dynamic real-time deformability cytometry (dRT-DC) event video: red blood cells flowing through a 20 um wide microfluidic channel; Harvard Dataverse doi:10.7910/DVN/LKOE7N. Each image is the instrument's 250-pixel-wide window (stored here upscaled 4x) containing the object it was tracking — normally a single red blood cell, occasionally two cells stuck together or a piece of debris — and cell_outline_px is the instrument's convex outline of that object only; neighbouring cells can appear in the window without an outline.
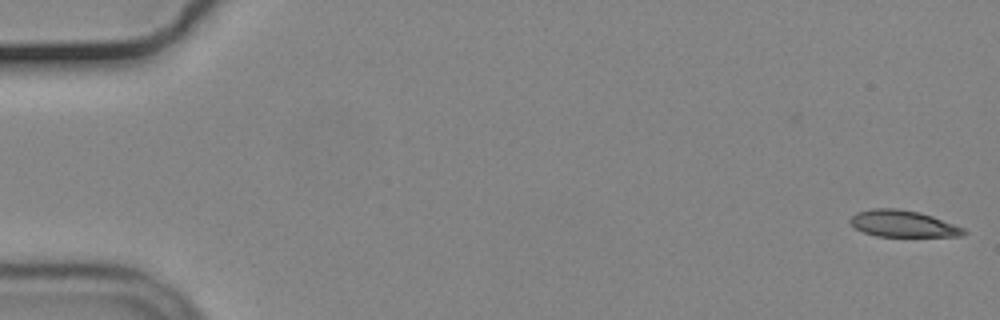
{"species": "common noctule bat (a hibernating species)", "species_latin": "Nyctalus noctula", "temperature_condition": "cold", "stored_images_in_passage": 56, "camera_frame_rate_fps": 3000, "um_per_image_px": 0.085, "animal": {"sex": "male", "body_mass_g": 19.2, "forearm_length_mm": 51.8}, "frame": {"image": 1, "passage_image": 1, "time_ms": 0.0, "image_size_px": [1000, 320], "cell_outline_px": [[968, 232], [960, 236], [876, 236], [864, 232], [856, 228], [848, 220], [856, 212], [872, 208], [896, 208], [920, 212], [932, 216], [964, 228]], "centroid_in_image_um": [76.74, 19.0], "position_along_channel_um": 8.3, "area_um2": 17.51}}
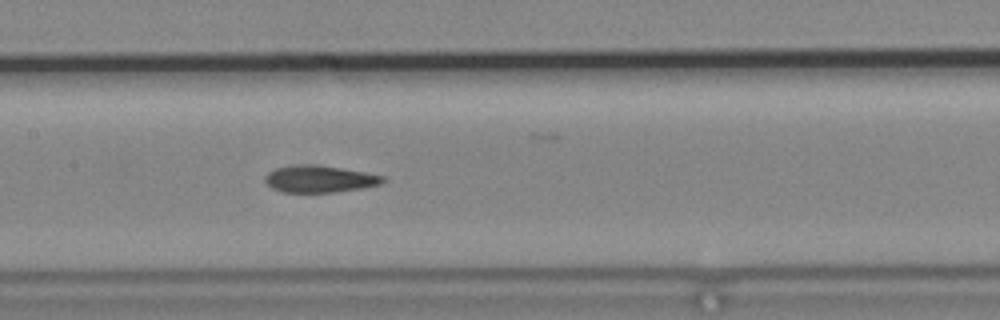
{"frame": {"image": 2, "passage_image": 27, "time_ms": 8.667, "image_size_px": [1000, 320], "cell_outline_px": [[388, 180], [380, 184], [364, 188], [332, 192], [284, 192], [272, 188], [264, 184], [264, 176], [268, 172], [276, 168], [300, 164], [316, 164], [364, 172], [384, 176]], "centroid_in_image_um": [27.14, 15.21], "position_along_channel_um": 180.3, "area_um2": 18.61}}
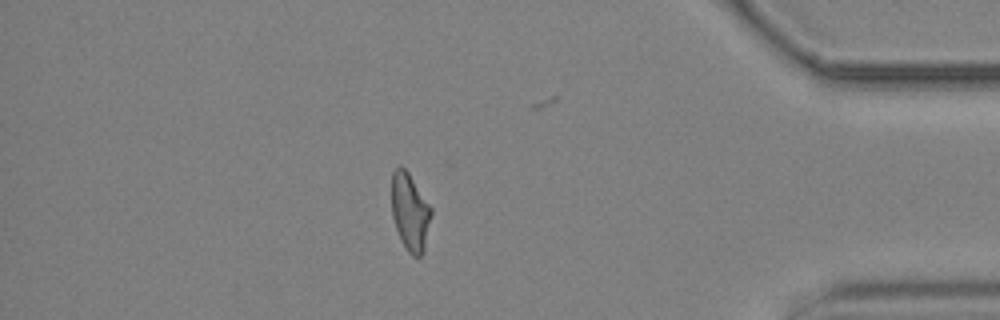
{"frame": {"image": 3, "passage_image": 48, "time_ms": 15.667, "image_size_px": [1000, 320], "cell_outline_px": [[432, 212], [424, 252], [420, 256], [412, 256], [408, 252], [400, 240], [392, 216], [392, 172], [400, 164], [408, 172], [432, 208]], "centroid_in_image_um": [34.85, 18.03], "position_along_channel_um": 400.3, "area_um2": 17.92}, "authors_computed_cell_mechanics": {"area_um2": 18.496, "velocity_mm_per_s": 3.6982, "shape_relaxation_time_tau1_ms": null, "shape_relaxation_time_tau2_ms": 3.9525, "deformation_change_tau1": null, "deformation_change_tau2": 0.1213}}